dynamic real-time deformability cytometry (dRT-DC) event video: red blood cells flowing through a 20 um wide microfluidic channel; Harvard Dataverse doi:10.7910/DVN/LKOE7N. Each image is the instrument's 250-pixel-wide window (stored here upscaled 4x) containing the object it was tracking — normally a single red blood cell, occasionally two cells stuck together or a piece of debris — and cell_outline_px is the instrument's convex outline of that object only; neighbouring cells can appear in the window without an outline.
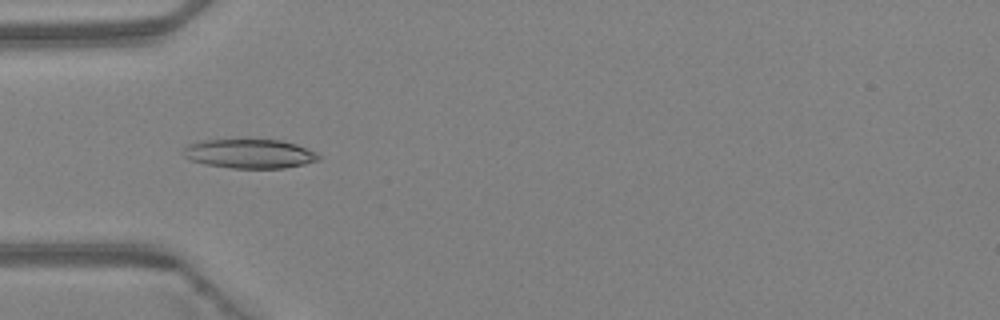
{"species": "Egyptian fruit bat (a non-hibernating species)", "species_latin": "Rousettus aegyptiacus", "temperature_condition": "warm", "stored_images_in_passage": 6, "camera_frame_rate_fps": 3000, "um_per_image_px": 0.085, "animal": {"sex": "female"}, "frame": {"image": 1, "passage_image": 5, "time_ms": 1.333, "image_size_px": [1000, 320], "cell_outline_px": [[320, 160], [304, 164], [284, 168], [232, 168], [204, 164], [192, 160], [184, 156], [184, 148], [188, 144], [204, 140], [280, 140], [296, 144], [316, 152], [320, 156]], "centroid_in_image_um": [21.24, 13.07], "position_along_channel_um": 63.8, "area_um2": 22.83}}
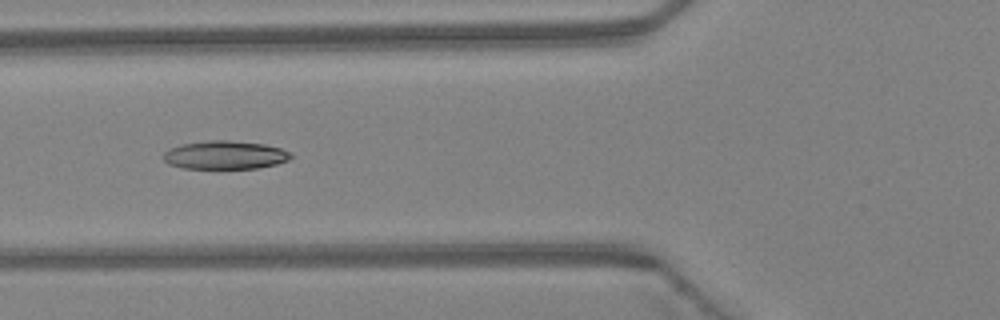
{"frame": {"image": 2, "passage_image": 6, "time_ms": 1.667, "image_size_px": [1000, 320], "cell_outline_px": [[292, 156], [288, 160], [276, 164], [260, 168], [180, 168], [168, 164], [164, 160], [164, 152], [168, 148], [180, 144], [208, 140], [228, 140], [264, 144], [280, 148], [292, 152]], "centroid_in_image_um": [19.11, 13.17], "position_along_channel_um": 106.7, "area_um2": 21.21}}